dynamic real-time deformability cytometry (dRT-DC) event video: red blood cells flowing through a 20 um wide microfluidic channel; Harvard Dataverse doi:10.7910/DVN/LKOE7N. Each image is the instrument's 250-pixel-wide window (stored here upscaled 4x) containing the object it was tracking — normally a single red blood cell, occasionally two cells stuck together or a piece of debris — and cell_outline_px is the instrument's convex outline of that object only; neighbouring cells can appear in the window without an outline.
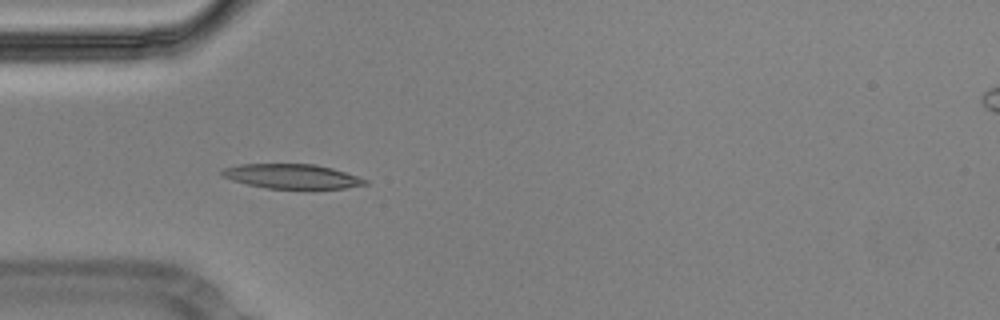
{"species": "Egyptian fruit bat (a non-hibernating species)", "species_latin": "Rousettus aegyptiacus", "temperature_condition": "cold", "stored_images_in_passage": 56, "camera_frame_rate_fps": 3000, "um_per_image_px": 0.085, "animal": {"sex": "male"}, "frame": {"image": 1, "passage_image": 17, "time_ms": 5.333, "image_size_px": [1000, 320], "cell_outline_px": [[368, 184], [344, 188], [264, 188], [232, 180], [224, 176], [220, 172], [224, 168], [240, 164], [316, 164], [332, 168], [368, 180]], "centroid_in_image_um": [24.81, 14.98], "position_along_channel_um": 60.2, "area_um2": 20.17}}
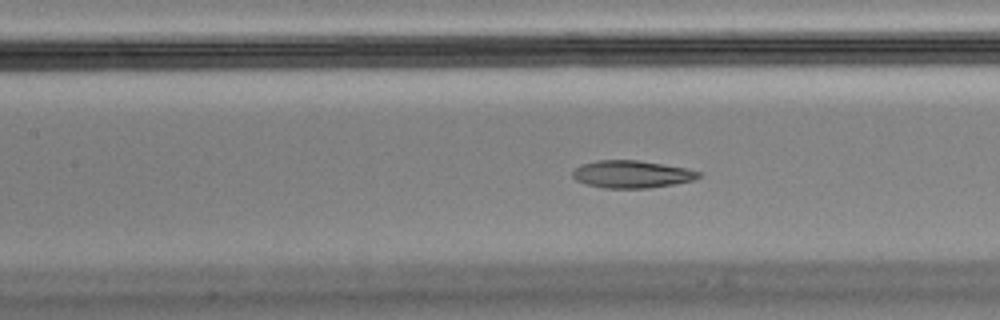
{"frame": {"image": 2, "passage_image": 25, "time_ms": 8.0, "image_size_px": [1000, 320], "cell_outline_px": [[700, 176], [692, 180], [672, 184], [648, 188], [604, 188], [588, 184], [576, 180], [572, 176], [572, 172], [576, 168], [584, 164], [596, 160], [636, 160], [688, 168], [700, 172]], "centroid_in_image_um": [53.69, 14.8], "position_along_channel_um": 153.7, "area_um2": 19.88}, "authors_computed_cell_mechanics": {"area_um2": 20.5479, "velocity_mm_per_s": 3.5547, "shape_relaxation_time_tau1_ms": null, "shape_relaxation_time_tau2_ms": 1.3373, "deformation_change_tau1": null, "deformation_change_tau2": 0.0707}}